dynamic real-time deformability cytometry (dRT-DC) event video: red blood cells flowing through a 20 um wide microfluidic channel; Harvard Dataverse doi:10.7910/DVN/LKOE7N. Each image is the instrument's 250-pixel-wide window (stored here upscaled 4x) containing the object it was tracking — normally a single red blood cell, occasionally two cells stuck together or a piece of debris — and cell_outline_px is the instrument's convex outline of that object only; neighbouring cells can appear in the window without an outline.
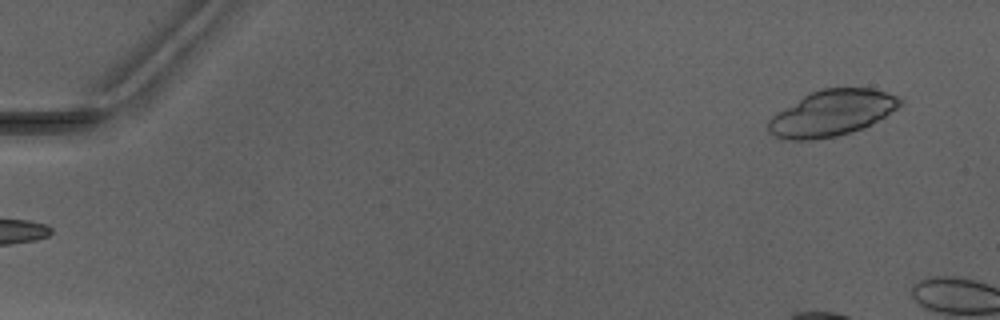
{"species": "Egyptian fruit bat (a non-hibernating species)", "species_latin": "Rousettus aegyptiacus", "temperature_condition": "warm", "stored_images_in_passage": 2, "camera_frame_rate_fps": 3000, "um_per_image_px": 0.085, "animal": {"sex": "male"}, "frame": {"image": 1, "passage_image": 2, "time_ms": 1.0, "image_size_px": [1000, 320], "cell_outline_px": [[904, 100], [896, 108], [884, 116], [864, 128], [836, 136], [808, 140], [788, 140], [776, 136], [768, 132], [768, 120], [772, 116], [804, 96], [820, 88], [872, 88], [900, 96]], "centroid_in_image_um": [70.72, 9.61], "position_along_channel_um": 14.3, "area_um2": 34.85}}